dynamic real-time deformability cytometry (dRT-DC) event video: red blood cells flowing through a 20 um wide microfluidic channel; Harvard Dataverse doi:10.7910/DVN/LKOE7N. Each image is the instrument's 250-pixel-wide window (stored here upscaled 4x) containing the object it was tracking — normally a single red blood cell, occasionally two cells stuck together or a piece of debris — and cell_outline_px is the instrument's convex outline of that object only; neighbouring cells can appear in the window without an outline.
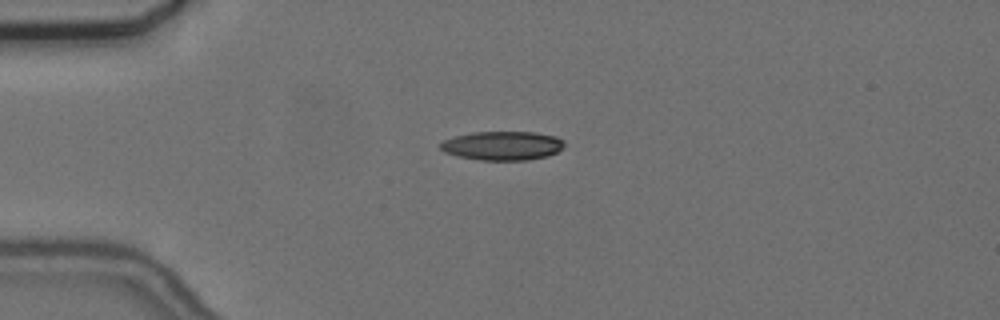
{"species": "common noctule bat (a hibernating species)", "species_latin": "Nyctalus noctula", "temperature_condition": "cold", "stored_images_in_passage": 35, "camera_frame_rate_fps": 3000, "um_per_image_px": 0.085, "animal": {"sex": "female", "body_mass_g": 24.6, "forearm_length_mm": 56.2}, "frame": {"image": 1, "passage_image": 1, "time_ms": 0.0, "image_size_px": [1000, 320], "cell_outline_px": [[564, 148], [548, 156], [528, 160], [480, 160], [456, 156], [444, 152], [440, 148], [440, 144], [444, 140], [456, 136], [472, 132], [536, 132], [556, 136], [564, 140]], "centroid_in_image_um": [42.73, 12.38], "position_along_channel_um": 42.3, "area_um2": 21.04}}
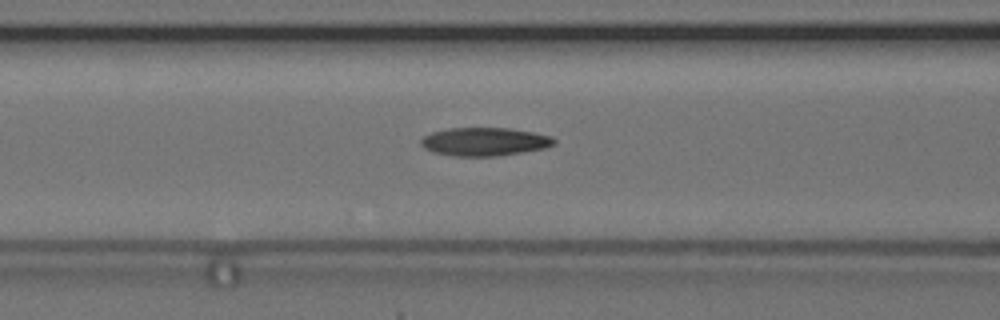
{"frame": {"image": 2, "passage_image": 10, "time_ms": 3.0, "image_size_px": [1000, 320], "cell_outline_px": [[556, 144], [544, 148], [496, 156], [452, 156], [436, 152], [424, 148], [420, 144], [420, 140], [424, 136], [432, 132], [448, 128], [508, 128], [532, 132], [552, 136], [556, 140]], "centroid_in_image_um": [41.18, 12.04], "position_along_channel_um": 125.4, "area_um2": 21.85}}
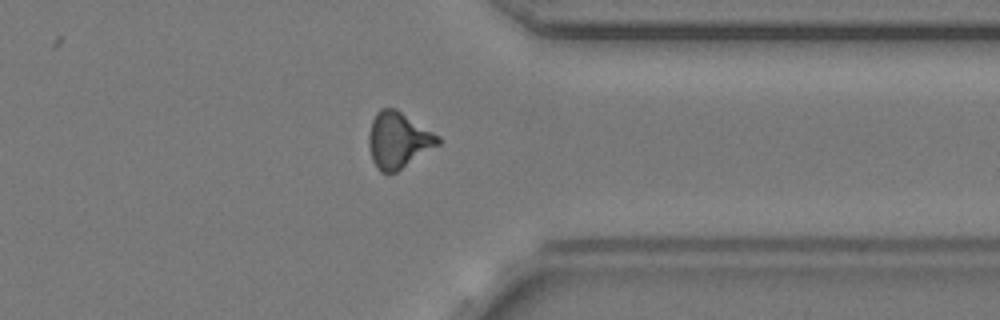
{"frame": {"image": 3, "passage_image": 31, "time_ms": 10.0, "image_size_px": [1000, 320], "cell_outline_px": [[440, 144], [396, 172], [380, 172], [372, 160], [368, 144], [368, 136], [372, 120], [376, 112], [380, 108], [396, 108], [440, 136]], "centroid_in_image_um": [33.85, 11.89], "position_along_channel_um": 377.6, "area_um2": 22.6}, "authors_computed_cell_mechanics": {"area_um2": 21.4438, "velocity_mm_per_s": 3.6747, "shape_relaxation_time_tau1_ms": null, "shape_relaxation_time_tau2_ms": 4.5098, "deformation_change_tau1": null, "deformation_change_tau2": 0.143}}